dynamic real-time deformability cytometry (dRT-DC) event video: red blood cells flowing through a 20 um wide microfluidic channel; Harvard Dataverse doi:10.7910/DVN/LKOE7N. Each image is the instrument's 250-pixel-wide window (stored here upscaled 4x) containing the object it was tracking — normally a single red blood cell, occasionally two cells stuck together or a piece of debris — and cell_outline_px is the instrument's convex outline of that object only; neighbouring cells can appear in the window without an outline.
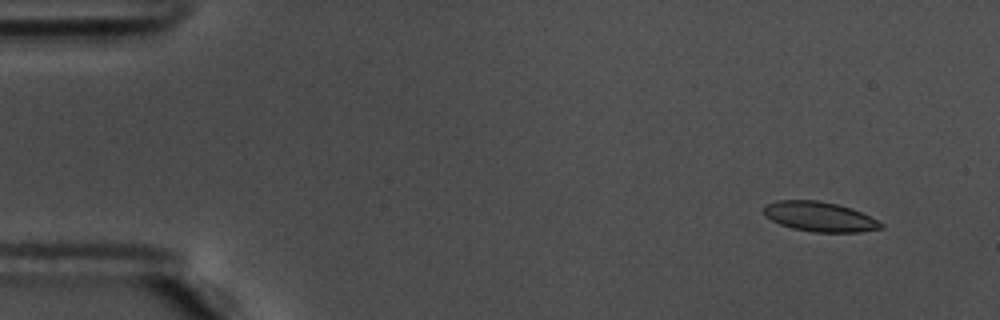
{"species": "common noctule bat (a hibernating species)", "species_latin": "Nyctalus noctula", "temperature_condition": "warm", "stored_images_in_passage": 57, "camera_frame_rate_fps": 3000, "um_per_image_px": 0.085, "animal": {"sex": "male", "body_mass_g": 17.5, "forearm_length_mm": 52.3}, "frame": {"image": 1, "passage_image": 5, "time_ms": 1.333, "image_size_px": [1000, 320], "cell_outline_px": [[884, 228], [860, 232], [812, 232], [792, 228], [780, 224], [764, 216], [764, 208], [768, 204], [776, 200], [816, 200], [836, 204], [852, 208], [884, 224]], "centroid_in_image_um": [69.66, 18.42], "position_along_channel_um": 15.3, "area_um2": 20.23}}
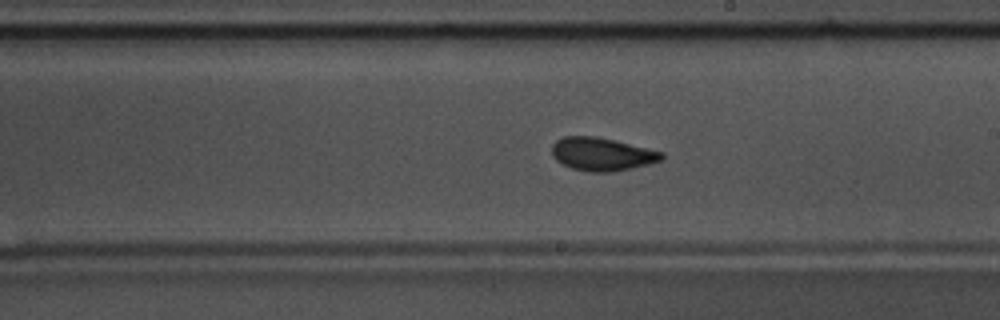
{"frame": {"image": 2, "passage_image": 33, "time_ms": 10.667, "image_size_px": [1000, 320], "cell_outline_px": [[664, 160], [632, 168], [612, 172], [592, 172], [572, 168], [556, 160], [552, 156], [552, 144], [556, 140], [564, 136], [596, 136], [664, 152]], "centroid_in_image_um": [51.17, 13.1], "position_along_channel_um": 237.8, "area_um2": 21.15}}
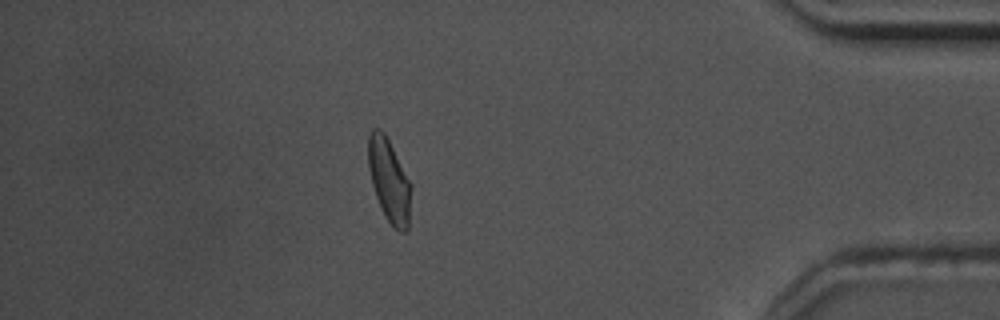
{"frame": {"image": 3, "passage_image": 50, "time_ms": 16.333, "image_size_px": [1000, 320], "cell_outline_px": [[412, 188], [408, 228], [404, 232], [400, 232], [392, 228], [384, 216], [376, 196], [372, 184], [368, 168], [368, 136], [372, 128], [380, 128], [384, 132], [412, 184]], "centroid_in_image_um": [33.08, 15.36], "position_along_channel_um": 402.1, "area_um2": 21.04}, "authors_computed_cell_mechanics": {"area_um2": 20.5768, "velocity_mm_per_s": 3.6154, "shape_relaxation_time_tau1_ms": 5.2888, "shape_relaxation_time_tau2_ms": 1.5788, "deformation_change_tau1": 0.1338, "deformation_change_tau2": 0.0602}}